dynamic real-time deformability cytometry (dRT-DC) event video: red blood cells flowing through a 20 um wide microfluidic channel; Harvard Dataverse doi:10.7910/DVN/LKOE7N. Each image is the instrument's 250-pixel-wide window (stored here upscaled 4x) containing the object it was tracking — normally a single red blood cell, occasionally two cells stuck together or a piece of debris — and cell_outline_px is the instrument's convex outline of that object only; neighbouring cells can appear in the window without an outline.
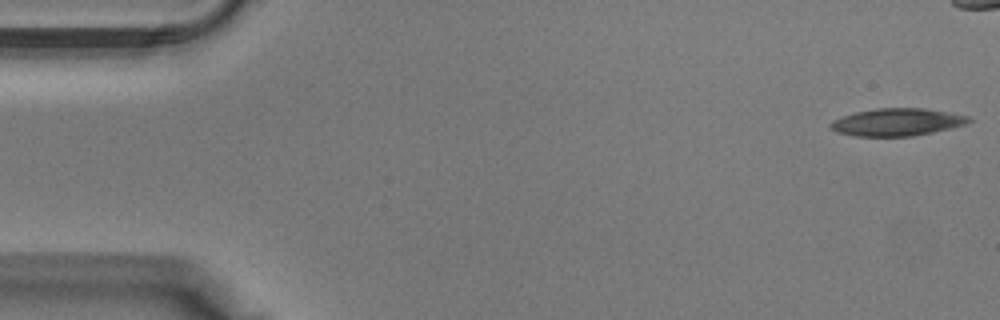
{"species": "Egyptian fruit bat (a non-hibernating species)", "species_latin": "Rousettus aegyptiacus", "temperature_condition": "warm", "stored_images_in_passage": 32, "camera_frame_rate_fps": 3000, "um_per_image_px": 0.085, "animal": {"sex": "male"}, "frame": {"image": 1, "passage_image": 1, "time_ms": 0.0, "image_size_px": [1000, 320], "cell_outline_px": [[972, 120], [964, 124], [932, 132], [912, 136], [856, 136], [836, 132], [828, 128], [828, 124], [832, 120], [856, 112], [876, 108], [924, 108], [948, 112], [968, 116]], "centroid_in_image_um": [76.18, 10.38], "position_along_channel_um": 8.8, "area_um2": 21.96}}
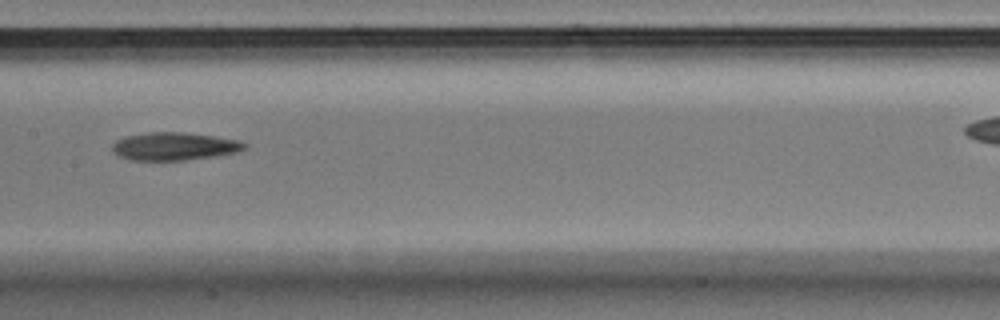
{"frame": {"image": 2, "passage_image": 19, "time_ms": 6.0, "image_size_px": [1000, 320], "cell_outline_px": [[248, 148], [236, 152], [212, 156], [184, 160], [128, 160], [112, 152], [112, 144], [116, 140], [128, 136], [148, 132], [184, 132], [240, 140], [248, 144]], "centroid_in_image_um": [14.81, 12.43], "position_along_channel_um": 192.6, "area_um2": 21.44}}
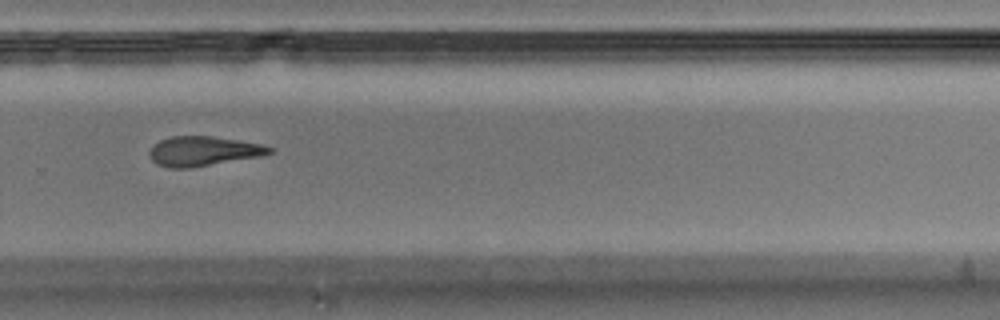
{"frame": {"image": 3, "passage_image": 26, "time_ms": 8.333, "image_size_px": [1000, 320], "cell_outline_px": [[272, 152], [260, 156], [192, 168], [172, 168], [156, 164], [152, 160], [148, 152], [160, 140], [172, 136], [212, 136], [260, 144], [272, 148]], "centroid_in_image_um": [17.25, 12.85], "position_along_channel_um": 312.6, "area_um2": 20.46}}